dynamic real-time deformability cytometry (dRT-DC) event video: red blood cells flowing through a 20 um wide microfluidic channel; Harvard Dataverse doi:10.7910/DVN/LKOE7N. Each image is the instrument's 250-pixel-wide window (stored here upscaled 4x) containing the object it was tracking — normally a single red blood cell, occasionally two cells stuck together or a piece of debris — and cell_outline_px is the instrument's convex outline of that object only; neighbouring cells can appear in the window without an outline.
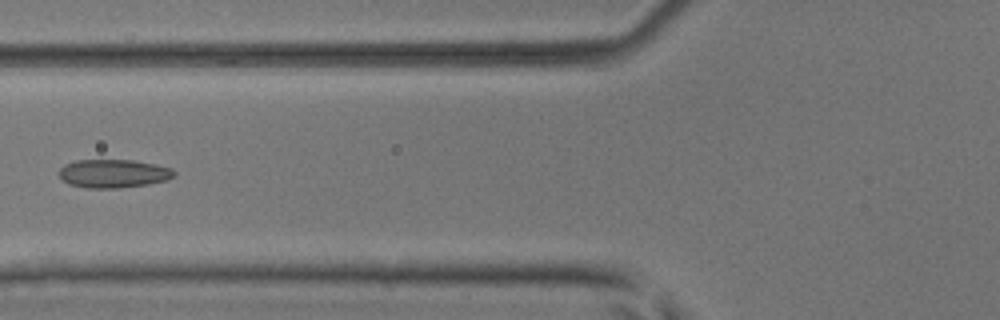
{"species": "common noctule bat (a hibernating species)", "species_latin": "Nyctalus noctula", "temperature_condition": "room temperature", "stored_images_in_passage": 5, "camera_frame_rate_fps": 3000, "um_per_image_px": 0.085, "animal": {"sex": "male", "body_mass_g": 17.9, "forearm_length_mm": 54.2}, "frame": {"image": 1, "passage_image": 4, "time_ms": 1.0, "image_size_px": [1000, 320], "cell_outline_px": [[176, 172], [172, 176], [164, 180], [148, 184], [116, 188], [88, 188], [68, 184], [60, 176], [60, 168], [64, 164], [76, 160], [132, 160], [172, 168]], "centroid_in_image_um": [9.6, 14.75], "position_along_channel_um": 116.2, "area_um2": 18.79}}
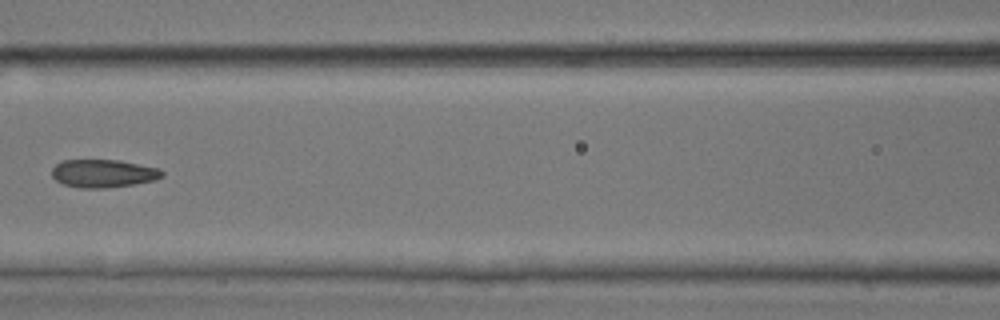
{"frame": {"image": 2, "passage_image": 5, "time_ms": 1.333, "image_size_px": [1000, 320], "cell_outline_px": [[164, 176], [156, 180], [132, 184], [104, 188], [80, 188], [64, 184], [56, 180], [52, 176], [52, 168], [56, 164], [64, 160], [120, 160], [160, 168], [164, 172]], "centroid_in_image_um": [8.81, 14.73], "position_along_channel_um": 157.8, "area_um2": 18.03}}